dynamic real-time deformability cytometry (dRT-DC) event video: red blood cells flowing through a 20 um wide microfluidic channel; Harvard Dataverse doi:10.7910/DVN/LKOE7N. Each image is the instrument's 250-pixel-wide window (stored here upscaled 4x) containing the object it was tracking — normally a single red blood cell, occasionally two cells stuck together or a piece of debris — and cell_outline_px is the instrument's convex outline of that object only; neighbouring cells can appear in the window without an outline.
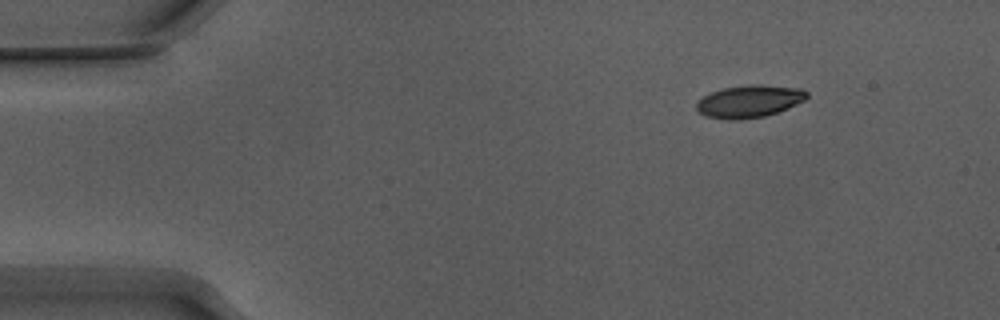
{"species": "Egyptian fruit bat (a non-hibernating species)", "species_latin": "Rousettus aegyptiacus", "temperature_condition": "warm", "stored_images_in_passage": 48, "camera_frame_rate_fps": 3000, "um_per_image_px": 0.085, "animal": {"sex": "male"}, "frame": {"image": 1, "passage_image": 1, "time_ms": 0.0, "image_size_px": [1000, 320], "cell_outline_px": [[808, 96], [804, 100], [788, 108], [764, 116], [740, 120], [728, 120], [704, 116], [696, 108], [696, 104], [704, 96], [712, 92], [724, 88], [752, 84], [760, 84], [800, 88], [808, 92]], "centroid_in_image_um": [63.7, 8.61], "position_along_channel_um": 21.3, "area_um2": 20.75}}
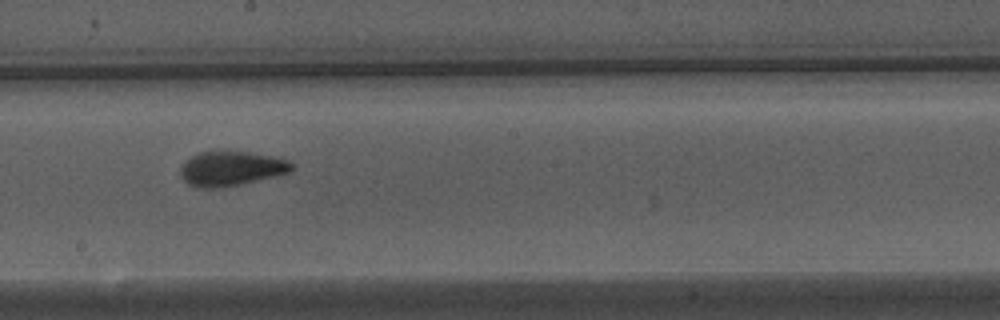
{"frame": {"image": 2, "passage_image": 24, "time_ms": 7.667, "image_size_px": [1000, 320], "cell_outline_px": [[292, 168], [288, 172], [276, 176], [240, 184], [216, 188], [196, 188], [188, 184], [180, 176], [180, 168], [184, 160], [200, 152], [248, 152], [288, 160], [292, 164]], "centroid_in_image_um": [19.58, 14.34], "position_along_channel_um": 228.6, "area_um2": 22.14}}
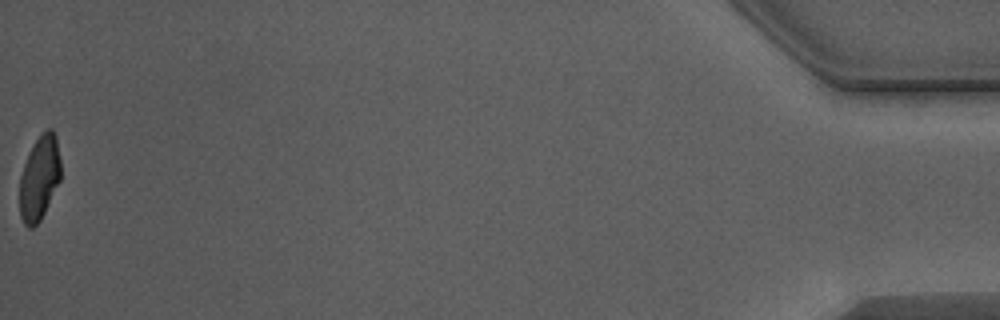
{"frame": {"image": 3, "passage_image": 48, "time_ms": 15.667, "image_size_px": [1000, 320], "cell_outline_px": [[60, 180], [40, 220], [32, 228], [28, 228], [24, 224], [20, 216], [20, 176], [24, 164], [40, 132], [48, 128], [52, 128], [56, 136], [60, 160]], "centroid_in_image_um": [3.35, 15.11], "position_along_channel_um": 431.8, "area_um2": 20.0}, "authors_computed_cell_mechanics": {"area_um2": 21.7617, "velocity_mm_per_s": 3.855, "shape_relaxation_time_tau1_ms": 3.8594, "shape_relaxation_time_tau2_ms": 1.4379, "deformation_change_tau1": 0.1759, "deformation_change_tau2": 0.0574}}